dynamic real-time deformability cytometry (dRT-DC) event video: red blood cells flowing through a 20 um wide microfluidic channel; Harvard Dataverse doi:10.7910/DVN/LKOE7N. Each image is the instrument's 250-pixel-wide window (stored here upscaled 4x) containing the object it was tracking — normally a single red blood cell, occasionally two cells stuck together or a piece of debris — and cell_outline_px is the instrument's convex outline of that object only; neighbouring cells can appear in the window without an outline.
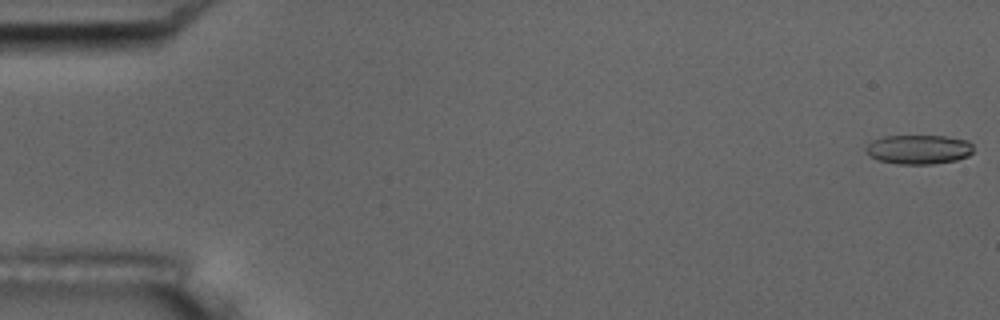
{"species": "common noctule bat (a hibernating species)", "species_latin": "Nyctalus noctula", "temperature_condition": "room temperature", "stored_images_in_passage": 17, "camera_frame_rate_fps": 3000, "um_per_image_px": 0.085, "animal": {"sex": "male", "body_mass_g": 17.5, "forearm_length_mm": 52.3}, "frame": {"image": 1, "passage_image": 1, "time_ms": 0.0, "image_size_px": [1000, 320], "cell_outline_px": [[972, 152], [968, 156], [956, 160], [932, 164], [896, 164], [880, 160], [868, 156], [864, 152], [864, 148], [872, 140], [884, 136], [944, 136], [968, 140], [972, 144]], "centroid_in_image_um": [78.05, 12.7], "position_along_channel_um": 7.0, "area_um2": 18.5}}